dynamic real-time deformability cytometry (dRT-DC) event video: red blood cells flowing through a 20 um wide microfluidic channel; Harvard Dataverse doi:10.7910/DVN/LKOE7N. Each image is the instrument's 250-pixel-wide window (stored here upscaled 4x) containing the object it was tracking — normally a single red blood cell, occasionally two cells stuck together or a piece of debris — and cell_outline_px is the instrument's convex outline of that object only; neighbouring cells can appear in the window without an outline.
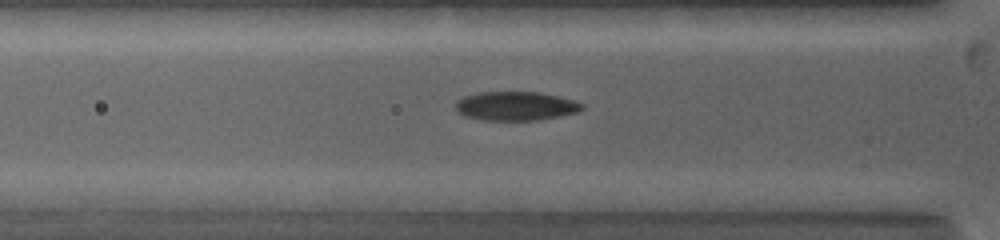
{"species": "common noctule bat (a hibernating species)", "species_latin": "Nyctalus noctula", "temperature_condition": "warm", "stored_images_in_passage": 33, "camera_frame_rate_fps": 5000, "um_per_image_px": 0.085, "animal": {"sex": "female", "body_mass_g": 19.0, "forearm_length_mm": 53.3}, "frame": {"image": 1, "passage_image": 18, "time_ms": 3.0, "image_size_px": [1000, 240], "cell_outline_px": [[584, 108], [576, 112], [560, 116], [536, 120], [480, 120], [464, 116], [456, 108], [456, 100], [464, 96], [480, 92], [540, 92], [560, 96], [584, 104]], "centroid_in_image_um": [43.83, 9.01], "position_along_channel_um": 82.0, "area_um2": 21.33}}
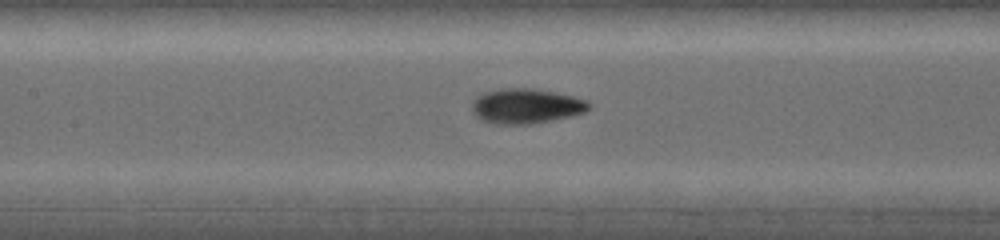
{"frame": {"image": 2, "passage_image": 23, "time_ms": 5.0, "image_size_px": [1000, 240], "cell_outline_px": [[592, 108], [584, 112], [572, 116], [532, 124], [496, 124], [484, 120], [476, 116], [472, 112], [472, 100], [476, 96], [484, 92], [500, 88], [532, 88], [556, 92], [588, 100], [592, 104]], "centroid_in_image_um": [44.74, 9.01], "position_along_channel_um": 162.7, "area_um2": 24.1}}
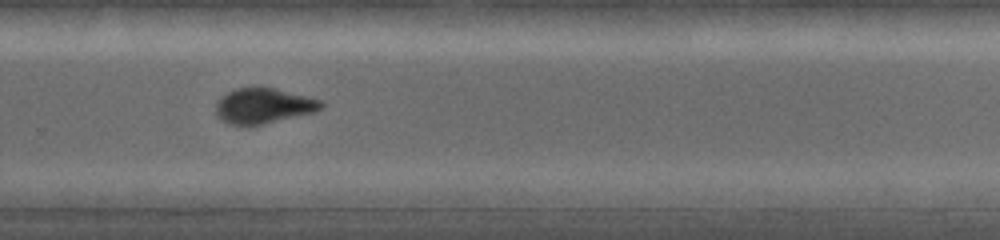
{"frame": {"image": 3, "passage_image": 33, "time_ms": 8.6, "image_size_px": [1000, 240], "cell_outline_px": [[324, 104], [320, 108], [312, 112], [260, 124], [228, 124], [216, 116], [216, 100], [228, 92], [236, 88], [272, 88], [308, 96], [324, 100]], "centroid_in_image_um": [22.37, 8.98], "position_along_channel_um": 307.4, "area_um2": 21.15}}